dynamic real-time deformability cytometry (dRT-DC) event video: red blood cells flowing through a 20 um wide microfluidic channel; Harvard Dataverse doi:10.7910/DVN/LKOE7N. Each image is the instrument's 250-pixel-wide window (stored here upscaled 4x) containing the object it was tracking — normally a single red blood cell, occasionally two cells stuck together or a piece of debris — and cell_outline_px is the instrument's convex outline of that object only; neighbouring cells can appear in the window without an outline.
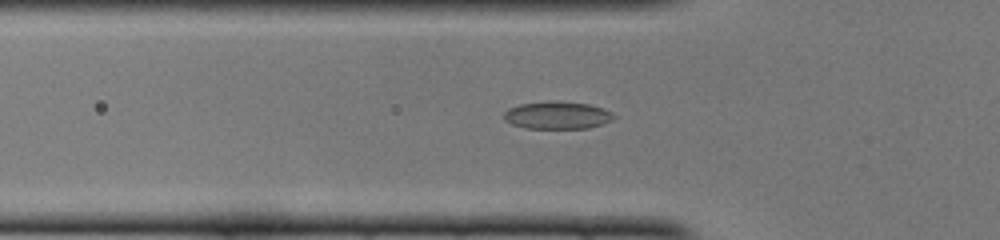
{"species": "common noctule bat (a hibernating species)", "species_latin": "Nyctalus noctula", "temperature_condition": "cold", "stored_images_in_passage": 28, "camera_frame_rate_fps": 3000, "um_per_image_px": 0.085, "animal": {"sex": "female", "body_mass_g": 22.0, "forearm_length_mm": 56.7}, "frame": {"image": 1, "passage_image": 2, "time_ms": 0.333, "image_size_px": [1000, 240], "cell_outline_px": [[616, 116], [612, 120], [604, 124], [588, 128], [524, 128], [512, 124], [504, 120], [504, 112], [508, 108], [520, 104], [588, 104], [612, 112]], "centroid_in_image_um": [47.38, 9.86], "position_along_channel_um": 78.4, "area_um2": 16.7}}
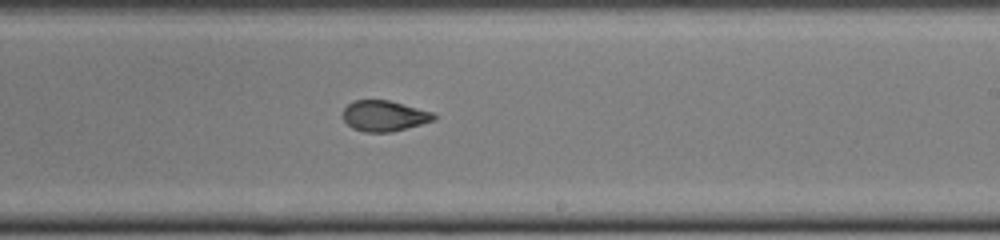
{"frame": {"image": 2, "passage_image": 15, "time_ms": 4.667, "image_size_px": [1000, 240], "cell_outline_px": [[436, 120], [392, 132], [364, 132], [352, 128], [344, 120], [344, 108], [352, 100], [388, 100], [432, 112], [436, 116]], "centroid_in_image_um": [32.66, 9.85], "position_along_channel_um": 256.3, "area_um2": 16.18}}
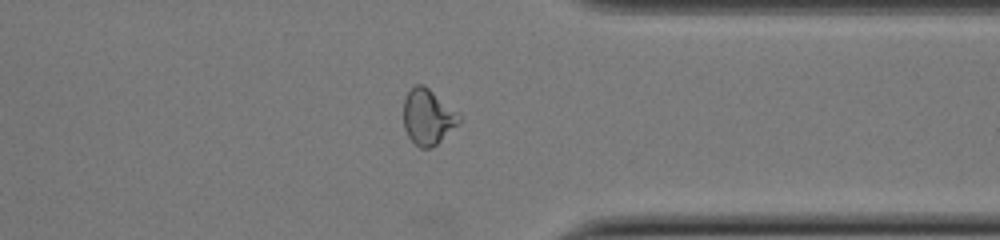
{"frame": {"image": 3, "passage_image": 24, "time_ms": 7.667, "image_size_px": [1000, 240], "cell_outline_px": [[460, 120], [436, 144], [428, 148], [420, 148], [408, 136], [404, 128], [404, 96], [416, 84], [424, 84], [456, 112], [460, 116]], "centroid_in_image_um": [36.31, 9.91], "position_along_channel_um": 375.1, "area_um2": 17.4}}